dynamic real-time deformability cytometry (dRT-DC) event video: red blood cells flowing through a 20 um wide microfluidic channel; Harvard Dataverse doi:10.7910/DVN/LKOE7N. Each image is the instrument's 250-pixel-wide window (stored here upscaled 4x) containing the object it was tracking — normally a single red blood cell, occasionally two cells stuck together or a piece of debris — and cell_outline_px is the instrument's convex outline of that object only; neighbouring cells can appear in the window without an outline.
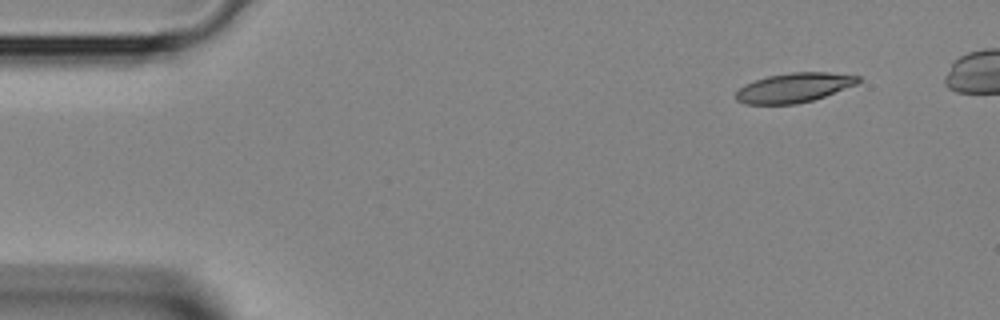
{"species": "Egyptian fruit bat (a non-hibernating species)", "species_latin": "Rousettus aegyptiacus", "temperature_condition": "room temperature", "stored_images_in_passage": 4, "camera_frame_rate_fps": 3000, "um_per_image_px": 0.085, "animal": {"sex": "female"}, "frame": {"image": 1, "passage_image": 1, "time_ms": 0.0, "image_size_px": [1000, 320], "cell_outline_px": [[860, 80], [856, 84], [824, 96], [812, 100], [796, 104], [744, 104], [736, 100], [736, 92], [740, 88], [756, 80], [768, 76], [792, 72], [828, 72], [860, 76]], "centroid_in_image_um": [67.49, 7.45], "position_along_channel_um": 17.5, "area_um2": 20.69}}